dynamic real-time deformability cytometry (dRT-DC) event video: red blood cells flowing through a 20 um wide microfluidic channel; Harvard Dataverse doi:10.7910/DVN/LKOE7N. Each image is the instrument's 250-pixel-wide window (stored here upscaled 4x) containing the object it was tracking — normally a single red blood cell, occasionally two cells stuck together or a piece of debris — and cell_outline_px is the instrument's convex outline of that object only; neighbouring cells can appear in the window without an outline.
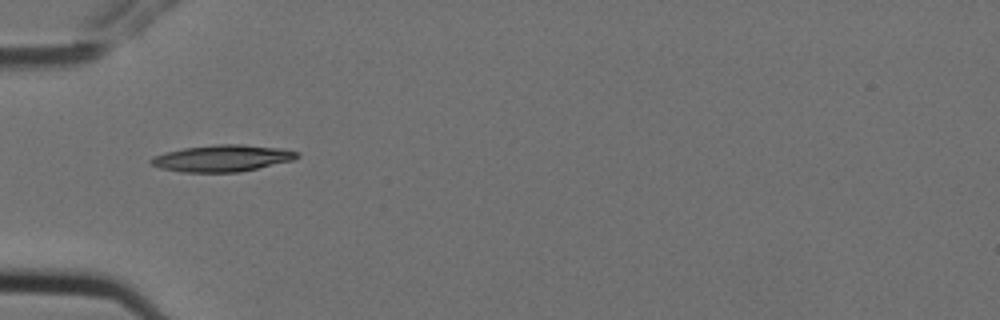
{"species": "Egyptian fruit bat (a non-hibernating species)", "species_latin": "Rousettus aegyptiacus", "temperature_condition": "cold", "stored_images_in_passage": 7, "camera_frame_rate_fps": 3000, "um_per_image_px": 0.085, "animal": {"sex": "female"}, "frame": {"image": 1, "passage_image": 6, "time_ms": 1.667, "image_size_px": [1000, 320], "cell_outline_px": [[300, 156], [292, 160], [240, 172], [180, 172], [160, 168], [152, 164], [148, 160], [152, 156], [164, 152], [184, 148], [216, 144], [240, 144], [280, 148], [300, 152]], "centroid_in_image_um": [18.86, 13.45], "position_along_channel_um": 66.1, "area_um2": 22.72}}
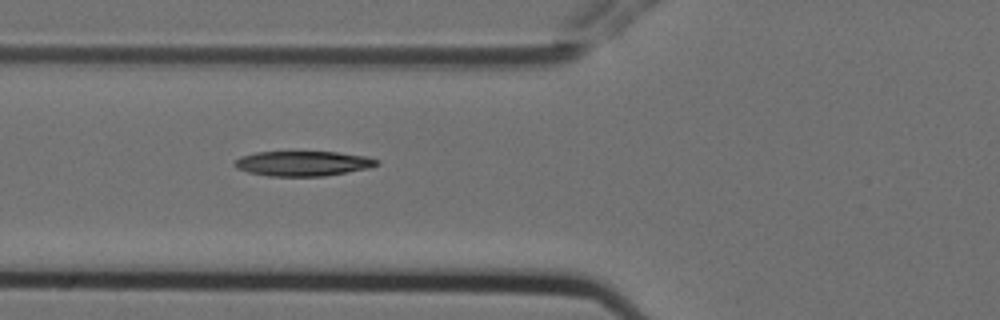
{"frame": {"image": 2, "passage_image": 7, "time_ms": 2.0, "image_size_px": [1000, 320], "cell_outline_px": [[380, 164], [368, 168], [324, 176], [268, 176], [248, 172], [236, 168], [232, 164], [240, 156], [256, 152], [336, 152], [368, 156], [380, 160]], "centroid_in_image_um": [25.75, 13.89], "position_along_channel_um": 100.0, "area_um2": 20.75}}